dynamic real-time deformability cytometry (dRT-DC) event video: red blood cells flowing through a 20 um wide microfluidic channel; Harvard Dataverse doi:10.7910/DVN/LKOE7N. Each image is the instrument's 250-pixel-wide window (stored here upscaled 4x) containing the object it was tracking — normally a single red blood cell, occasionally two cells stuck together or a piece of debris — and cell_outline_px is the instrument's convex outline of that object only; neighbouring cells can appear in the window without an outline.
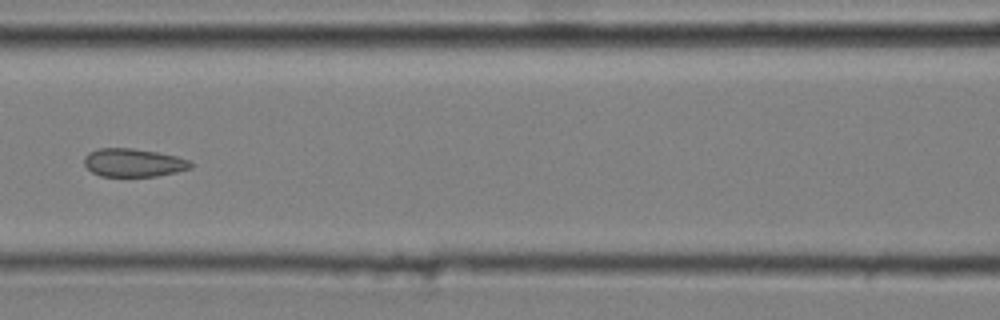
{"species": "common noctule bat (a hibernating species)", "species_latin": "Nyctalus noctula", "temperature_condition": "cold", "stored_images_in_passage": 8, "camera_frame_rate_fps": 3000, "um_per_image_px": 0.085, "animal": {"sex": "male", "body_mass_g": 20.4}, "frame": {"image": 1, "passage_image": 5, "time_ms": 1.333, "image_size_px": [1000, 320], "cell_outline_px": [[192, 168], [176, 172], [156, 176], [100, 176], [92, 172], [84, 164], [84, 156], [88, 152], [100, 148], [132, 148], [156, 152], [176, 156], [192, 160]], "centroid_in_image_um": [11.35, 13.82], "position_along_channel_um": 155.3, "area_um2": 17.57}}
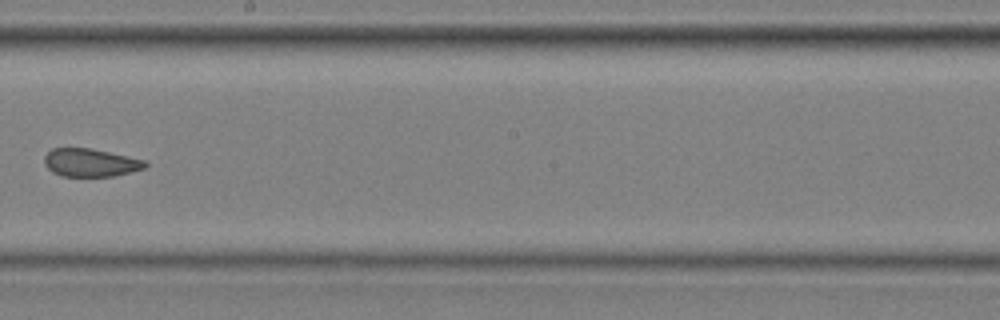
{"frame": {"image": 2, "passage_image": 7, "time_ms": 2.0, "image_size_px": [1000, 320], "cell_outline_px": [[148, 168], [116, 176], [60, 176], [52, 172], [44, 164], [44, 156], [52, 148], [92, 148], [128, 156], [144, 160], [148, 164]], "centroid_in_image_um": [7.71, 13.83], "position_along_channel_um": 240.5, "area_um2": 16.7}}
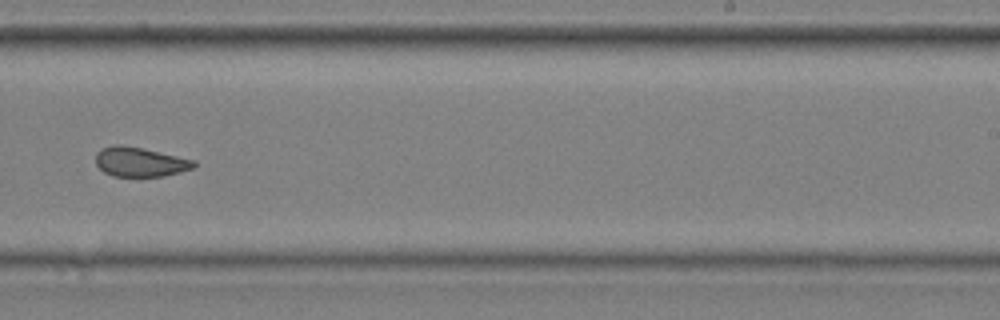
{"frame": {"image": 3, "passage_image": 8, "time_ms": 2.333, "image_size_px": [1000, 320], "cell_outline_px": [[196, 164], [192, 168], [180, 172], [164, 176], [112, 176], [104, 172], [96, 164], [96, 152], [100, 148], [112, 144], [124, 144], [144, 148], [196, 160]], "centroid_in_image_um": [11.88, 13.74], "position_along_channel_um": 277.1, "area_um2": 17.11}}